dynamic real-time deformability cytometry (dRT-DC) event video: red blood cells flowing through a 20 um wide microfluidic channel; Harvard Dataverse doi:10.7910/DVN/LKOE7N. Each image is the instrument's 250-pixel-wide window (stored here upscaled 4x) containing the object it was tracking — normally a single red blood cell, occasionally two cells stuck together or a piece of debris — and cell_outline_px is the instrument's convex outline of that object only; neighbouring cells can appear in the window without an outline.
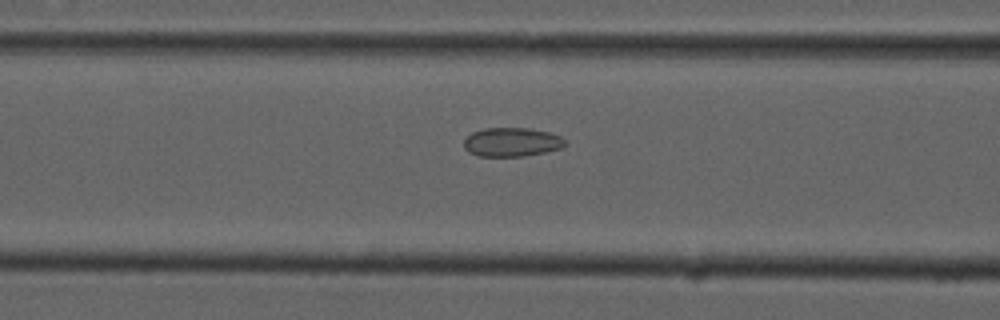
{"species": "common noctule bat (a hibernating species)", "species_latin": "Nyctalus noctula", "temperature_condition": "cold", "stored_images_in_passage": 14, "camera_frame_rate_fps": 3000, "um_per_image_px": 0.085, "animal": {"sex": "male", "forearm_length_mm": 52.5}, "frame": {"image": 1, "passage_image": 12, "time_ms": 3.667, "image_size_px": [1000, 320], "cell_outline_px": [[568, 144], [564, 148], [524, 156], [480, 156], [468, 152], [464, 148], [464, 140], [472, 132], [484, 128], [528, 128], [548, 132], [560, 136]], "centroid_in_image_um": [43.51, 12.08], "position_along_channel_um": 123.1, "area_um2": 17.11}}